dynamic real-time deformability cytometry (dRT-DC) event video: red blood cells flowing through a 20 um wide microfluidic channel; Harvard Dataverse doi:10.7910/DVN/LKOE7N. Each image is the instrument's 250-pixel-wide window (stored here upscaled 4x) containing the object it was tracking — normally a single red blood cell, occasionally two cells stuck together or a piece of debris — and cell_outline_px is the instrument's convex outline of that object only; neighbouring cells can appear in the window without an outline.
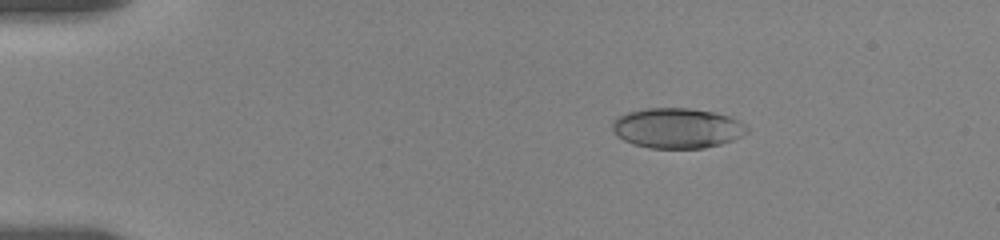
{"species": "human", "species_latin": "Homo sapiens", "temperature_condition": "room temperature", "stored_images_in_passage": 8, "camera_frame_rate_fps": 3000, "um_per_image_px": 0.085, "donor": {"sex": "female"}, "frame": {"image": 1, "passage_image": 4, "time_ms": 2.333, "image_size_px": [1000, 240], "cell_outline_px": [[748, 132], [732, 140], [720, 144], [704, 148], [648, 148], [624, 140], [616, 136], [612, 128], [612, 120], [628, 112], [644, 108], [688, 108], [712, 112], [728, 116], [744, 124], [748, 128]], "centroid_in_image_um": [57.53, 10.89], "position_along_channel_um": 27.5, "area_um2": 31.33}}